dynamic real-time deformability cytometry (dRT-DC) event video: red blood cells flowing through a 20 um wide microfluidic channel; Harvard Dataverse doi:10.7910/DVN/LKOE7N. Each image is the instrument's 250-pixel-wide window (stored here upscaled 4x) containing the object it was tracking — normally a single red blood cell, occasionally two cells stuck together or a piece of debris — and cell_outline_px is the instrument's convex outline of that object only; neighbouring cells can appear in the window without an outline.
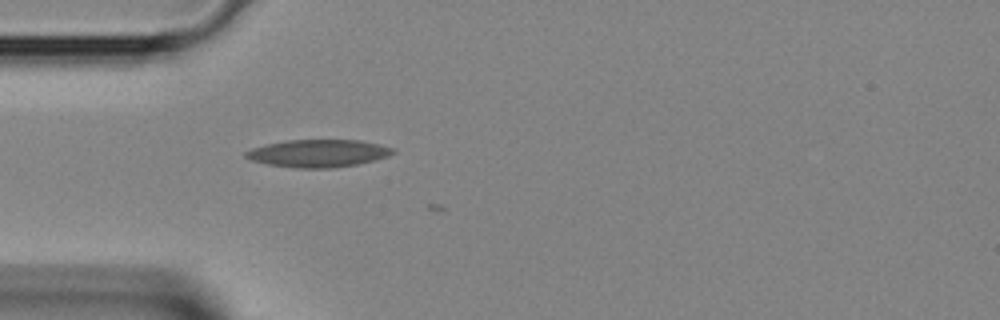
{"species": "Egyptian fruit bat (a non-hibernating species)", "species_latin": "Rousettus aegyptiacus", "temperature_condition": "room temperature", "stored_images_in_passage": 13, "camera_frame_rate_fps": 3000, "um_per_image_px": 0.085, "animal": {"sex": "female"}, "frame": {"image": 1, "passage_image": 12, "time_ms": 3.667, "image_size_px": [1000, 320], "cell_outline_px": [[396, 152], [388, 156], [356, 164], [336, 168], [296, 168], [268, 164], [252, 160], [244, 156], [244, 152], [252, 148], [268, 144], [288, 140], [360, 140], [380, 144], [396, 148]], "centroid_in_image_um": [27.08, 13.03], "position_along_channel_um": 57.9, "area_um2": 23.58}}